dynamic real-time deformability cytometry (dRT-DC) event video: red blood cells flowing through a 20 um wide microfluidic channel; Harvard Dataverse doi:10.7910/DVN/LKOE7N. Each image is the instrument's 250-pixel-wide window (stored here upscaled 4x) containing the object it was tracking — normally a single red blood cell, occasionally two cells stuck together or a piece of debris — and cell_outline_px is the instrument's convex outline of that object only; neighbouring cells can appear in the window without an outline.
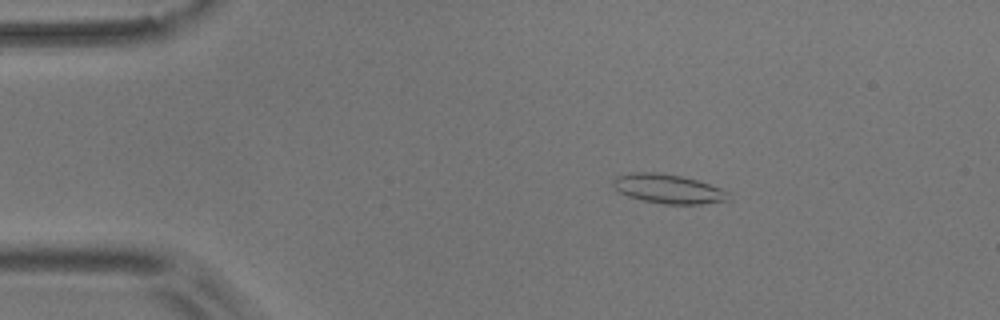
{"species": "common noctule bat (a hibernating species)", "species_latin": "Nyctalus noctula", "temperature_condition": "room temperature", "stored_images_in_passage": 55, "camera_frame_rate_fps": 3000, "um_per_image_px": 0.085, "animal": {"sex": "male", "body_mass_g": 17.9}, "frame": {"image": 1, "passage_image": 9, "time_ms": 2.667, "image_size_px": [1000, 320], "cell_outline_px": [[732, 200], [700, 204], [664, 204], [644, 200], [628, 196], [616, 192], [612, 184], [612, 180], [616, 176], [628, 172], [660, 172], [680, 176], [696, 180], [720, 188], [728, 192]], "centroid_in_image_um": [56.75, 16.05], "position_along_channel_um": 28.2, "area_um2": 19.83}}
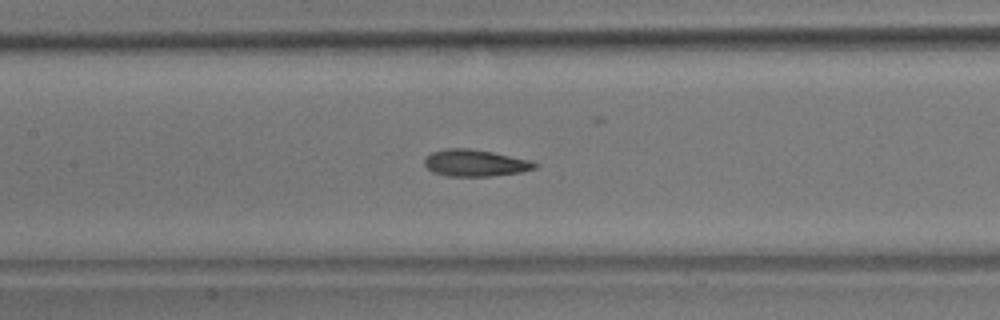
{"frame": {"image": 2, "passage_image": 25, "time_ms": 8.0, "image_size_px": [1000, 320], "cell_outline_px": [[540, 164], [536, 168], [520, 172], [492, 176], [448, 176], [432, 172], [424, 164], [424, 160], [432, 152], [448, 148], [468, 148], [492, 152], [528, 160]], "centroid_in_image_um": [40.38, 13.86], "position_along_channel_um": 167.0, "area_um2": 17.05}}
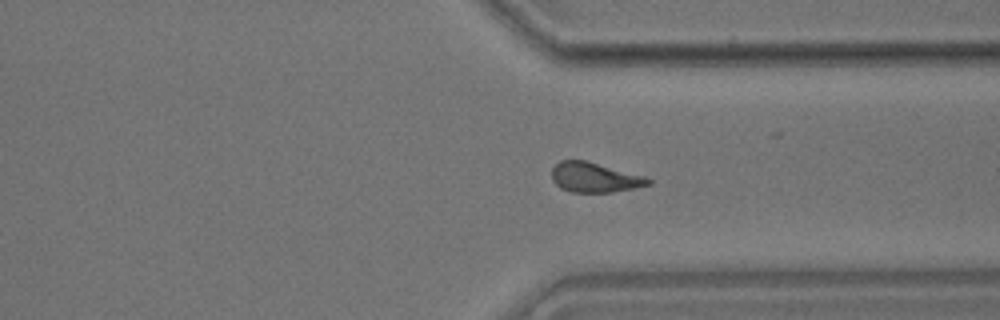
{"frame": {"image": 3, "passage_image": 41, "time_ms": 13.333, "image_size_px": [1000, 320], "cell_outline_px": [[652, 184], [636, 188], [612, 192], [572, 192], [560, 188], [552, 180], [552, 168], [560, 160], [588, 160], [644, 176], [652, 180]], "centroid_in_image_um": [50.55, 15.07], "position_along_channel_um": 360.8, "area_um2": 16.94}, "authors_computed_cell_mechanics": {"area_um2": 17.1666, "velocity_mm_per_s": 3.6465, "shape_relaxation_time_tau1_ms": 7.8008, "shape_relaxation_time_tau2_ms": 3.1498, "deformation_change_tau1": 0.1922, "deformation_change_tau2": 0.089}}